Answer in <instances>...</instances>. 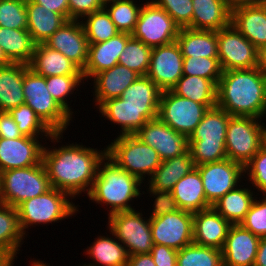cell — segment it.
Listing matches in <instances>:
<instances>
[{
    "label": "cell",
    "mask_w": 266,
    "mask_h": 266,
    "mask_svg": "<svg viewBox=\"0 0 266 266\" xmlns=\"http://www.w3.org/2000/svg\"><path fill=\"white\" fill-rule=\"evenodd\" d=\"M44 137L0 138V173L38 165L42 161ZM39 139H41L39 141Z\"/></svg>",
    "instance_id": "18"
},
{
    "label": "cell",
    "mask_w": 266,
    "mask_h": 266,
    "mask_svg": "<svg viewBox=\"0 0 266 266\" xmlns=\"http://www.w3.org/2000/svg\"><path fill=\"white\" fill-rule=\"evenodd\" d=\"M263 147L266 149V131H265L264 137H263Z\"/></svg>",
    "instance_id": "64"
},
{
    "label": "cell",
    "mask_w": 266,
    "mask_h": 266,
    "mask_svg": "<svg viewBox=\"0 0 266 266\" xmlns=\"http://www.w3.org/2000/svg\"><path fill=\"white\" fill-rule=\"evenodd\" d=\"M159 8L164 9L180 28L192 29V0H152Z\"/></svg>",
    "instance_id": "49"
},
{
    "label": "cell",
    "mask_w": 266,
    "mask_h": 266,
    "mask_svg": "<svg viewBox=\"0 0 266 266\" xmlns=\"http://www.w3.org/2000/svg\"><path fill=\"white\" fill-rule=\"evenodd\" d=\"M231 24L258 50L266 46V14L259 4L233 9Z\"/></svg>",
    "instance_id": "25"
},
{
    "label": "cell",
    "mask_w": 266,
    "mask_h": 266,
    "mask_svg": "<svg viewBox=\"0 0 266 266\" xmlns=\"http://www.w3.org/2000/svg\"><path fill=\"white\" fill-rule=\"evenodd\" d=\"M84 81L85 79L83 75L49 76L46 77V86L51 96L69 115L73 117L74 112L71 110L68 102L70 100L69 96L71 94L74 95V91H78V87L86 83V81Z\"/></svg>",
    "instance_id": "43"
},
{
    "label": "cell",
    "mask_w": 266,
    "mask_h": 266,
    "mask_svg": "<svg viewBox=\"0 0 266 266\" xmlns=\"http://www.w3.org/2000/svg\"><path fill=\"white\" fill-rule=\"evenodd\" d=\"M127 266H156L150 253L129 256Z\"/></svg>",
    "instance_id": "55"
},
{
    "label": "cell",
    "mask_w": 266,
    "mask_h": 266,
    "mask_svg": "<svg viewBox=\"0 0 266 266\" xmlns=\"http://www.w3.org/2000/svg\"><path fill=\"white\" fill-rule=\"evenodd\" d=\"M192 29L219 31L231 24V10L222 0H192Z\"/></svg>",
    "instance_id": "30"
},
{
    "label": "cell",
    "mask_w": 266,
    "mask_h": 266,
    "mask_svg": "<svg viewBox=\"0 0 266 266\" xmlns=\"http://www.w3.org/2000/svg\"><path fill=\"white\" fill-rule=\"evenodd\" d=\"M216 106L231 116L266 117V76L258 67L222 71Z\"/></svg>",
    "instance_id": "2"
},
{
    "label": "cell",
    "mask_w": 266,
    "mask_h": 266,
    "mask_svg": "<svg viewBox=\"0 0 266 266\" xmlns=\"http://www.w3.org/2000/svg\"><path fill=\"white\" fill-rule=\"evenodd\" d=\"M81 20L88 43L105 42L120 33L104 7Z\"/></svg>",
    "instance_id": "40"
},
{
    "label": "cell",
    "mask_w": 266,
    "mask_h": 266,
    "mask_svg": "<svg viewBox=\"0 0 266 266\" xmlns=\"http://www.w3.org/2000/svg\"><path fill=\"white\" fill-rule=\"evenodd\" d=\"M231 224L212 206L193 213V243L222 250Z\"/></svg>",
    "instance_id": "22"
},
{
    "label": "cell",
    "mask_w": 266,
    "mask_h": 266,
    "mask_svg": "<svg viewBox=\"0 0 266 266\" xmlns=\"http://www.w3.org/2000/svg\"><path fill=\"white\" fill-rule=\"evenodd\" d=\"M171 192L181 210L194 213L212 206L206 199L202 178L196 167L181 178Z\"/></svg>",
    "instance_id": "28"
},
{
    "label": "cell",
    "mask_w": 266,
    "mask_h": 266,
    "mask_svg": "<svg viewBox=\"0 0 266 266\" xmlns=\"http://www.w3.org/2000/svg\"><path fill=\"white\" fill-rule=\"evenodd\" d=\"M135 136L157 151L162 161L189 150L188 137L178 133L158 117L146 122Z\"/></svg>",
    "instance_id": "16"
},
{
    "label": "cell",
    "mask_w": 266,
    "mask_h": 266,
    "mask_svg": "<svg viewBox=\"0 0 266 266\" xmlns=\"http://www.w3.org/2000/svg\"><path fill=\"white\" fill-rule=\"evenodd\" d=\"M231 115L215 106L208 109L190 135L189 151L195 166L227 158L226 132Z\"/></svg>",
    "instance_id": "4"
},
{
    "label": "cell",
    "mask_w": 266,
    "mask_h": 266,
    "mask_svg": "<svg viewBox=\"0 0 266 266\" xmlns=\"http://www.w3.org/2000/svg\"><path fill=\"white\" fill-rule=\"evenodd\" d=\"M131 37L128 33H118L105 42L89 43L87 62L82 70L84 79L88 82L95 74L118 64L119 56Z\"/></svg>",
    "instance_id": "24"
},
{
    "label": "cell",
    "mask_w": 266,
    "mask_h": 266,
    "mask_svg": "<svg viewBox=\"0 0 266 266\" xmlns=\"http://www.w3.org/2000/svg\"><path fill=\"white\" fill-rule=\"evenodd\" d=\"M29 65L11 63L0 67V111L9 112L11 109L24 104L23 82L24 73Z\"/></svg>",
    "instance_id": "27"
},
{
    "label": "cell",
    "mask_w": 266,
    "mask_h": 266,
    "mask_svg": "<svg viewBox=\"0 0 266 266\" xmlns=\"http://www.w3.org/2000/svg\"><path fill=\"white\" fill-rule=\"evenodd\" d=\"M0 266H12V263L0 253Z\"/></svg>",
    "instance_id": "60"
},
{
    "label": "cell",
    "mask_w": 266,
    "mask_h": 266,
    "mask_svg": "<svg viewBox=\"0 0 266 266\" xmlns=\"http://www.w3.org/2000/svg\"><path fill=\"white\" fill-rule=\"evenodd\" d=\"M176 42L183 57L218 58V31L183 27Z\"/></svg>",
    "instance_id": "31"
},
{
    "label": "cell",
    "mask_w": 266,
    "mask_h": 266,
    "mask_svg": "<svg viewBox=\"0 0 266 266\" xmlns=\"http://www.w3.org/2000/svg\"><path fill=\"white\" fill-rule=\"evenodd\" d=\"M24 239L17 208L0 203V253L12 263V266Z\"/></svg>",
    "instance_id": "33"
},
{
    "label": "cell",
    "mask_w": 266,
    "mask_h": 266,
    "mask_svg": "<svg viewBox=\"0 0 266 266\" xmlns=\"http://www.w3.org/2000/svg\"><path fill=\"white\" fill-rule=\"evenodd\" d=\"M149 197L155 198L149 218H157L164 214L179 210L176 200L171 191H162L156 189H146Z\"/></svg>",
    "instance_id": "50"
},
{
    "label": "cell",
    "mask_w": 266,
    "mask_h": 266,
    "mask_svg": "<svg viewBox=\"0 0 266 266\" xmlns=\"http://www.w3.org/2000/svg\"><path fill=\"white\" fill-rule=\"evenodd\" d=\"M108 232L113 238L108 234L94 238V242L84 251L93 263L82 264V266H127L129 254L126 247L110 230Z\"/></svg>",
    "instance_id": "32"
},
{
    "label": "cell",
    "mask_w": 266,
    "mask_h": 266,
    "mask_svg": "<svg viewBox=\"0 0 266 266\" xmlns=\"http://www.w3.org/2000/svg\"><path fill=\"white\" fill-rule=\"evenodd\" d=\"M22 136V133L17 127V123L14 121L9 112L0 111V138L17 139Z\"/></svg>",
    "instance_id": "53"
},
{
    "label": "cell",
    "mask_w": 266,
    "mask_h": 266,
    "mask_svg": "<svg viewBox=\"0 0 266 266\" xmlns=\"http://www.w3.org/2000/svg\"><path fill=\"white\" fill-rule=\"evenodd\" d=\"M68 3L69 20H81L104 7L99 0H68Z\"/></svg>",
    "instance_id": "51"
},
{
    "label": "cell",
    "mask_w": 266,
    "mask_h": 266,
    "mask_svg": "<svg viewBox=\"0 0 266 266\" xmlns=\"http://www.w3.org/2000/svg\"><path fill=\"white\" fill-rule=\"evenodd\" d=\"M142 184L144 182L138 177L121 169L106 155L99 163L97 176L87 197L95 204L108 206L110 216L135 209L131 202L141 197Z\"/></svg>",
    "instance_id": "3"
},
{
    "label": "cell",
    "mask_w": 266,
    "mask_h": 266,
    "mask_svg": "<svg viewBox=\"0 0 266 266\" xmlns=\"http://www.w3.org/2000/svg\"><path fill=\"white\" fill-rule=\"evenodd\" d=\"M208 107L180 97L171 90L161 92L158 118L188 138L200 123Z\"/></svg>",
    "instance_id": "12"
},
{
    "label": "cell",
    "mask_w": 266,
    "mask_h": 266,
    "mask_svg": "<svg viewBox=\"0 0 266 266\" xmlns=\"http://www.w3.org/2000/svg\"><path fill=\"white\" fill-rule=\"evenodd\" d=\"M159 107H133L120 97L105 101L99 108L101 117L119 125V135L135 134L146 122L158 116Z\"/></svg>",
    "instance_id": "19"
},
{
    "label": "cell",
    "mask_w": 266,
    "mask_h": 266,
    "mask_svg": "<svg viewBox=\"0 0 266 266\" xmlns=\"http://www.w3.org/2000/svg\"><path fill=\"white\" fill-rule=\"evenodd\" d=\"M26 0H0V27L27 29Z\"/></svg>",
    "instance_id": "46"
},
{
    "label": "cell",
    "mask_w": 266,
    "mask_h": 266,
    "mask_svg": "<svg viewBox=\"0 0 266 266\" xmlns=\"http://www.w3.org/2000/svg\"><path fill=\"white\" fill-rule=\"evenodd\" d=\"M26 9L27 30L36 44L44 43L67 21L61 14L46 9L32 0H26Z\"/></svg>",
    "instance_id": "34"
},
{
    "label": "cell",
    "mask_w": 266,
    "mask_h": 266,
    "mask_svg": "<svg viewBox=\"0 0 266 266\" xmlns=\"http://www.w3.org/2000/svg\"><path fill=\"white\" fill-rule=\"evenodd\" d=\"M258 4L263 8V10L266 14V0H259Z\"/></svg>",
    "instance_id": "62"
},
{
    "label": "cell",
    "mask_w": 266,
    "mask_h": 266,
    "mask_svg": "<svg viewBox=\"0 0 266 266\" xmlns=\"http://www.w3.org/2000/svg\"><path fill=\"white\" fill-rule=\"evenodd\" d=\"M171 91L180 97L204 104L209 109L216 106L217 86L210 79L183 75Z\"/></svg>",
    "instance_id": "37"
},
{
    "label": "cell",
    "mask_w": 266,
    "mask_h": 266,
    "mask_svg": "<svg viewBox=\"0 0 266 266\" xmlns=\"http://www.w3.org/2000/svg\"><path fill=\"white\" fill-rule=\"evenodd\" d=\"M177 266H223L222 250L192 243L178 250Z\"/></svg>",
    "instance_id": "41"
},
{
    "label": "cell",
    "mask_w": 266,
    "mask_h": 266,
    "mask_svg": "<svg viewBox=\"0 0 266 266\" xmlns=\"http://www.w3.org/2000/svg\"><path fill=\"white\" fill-rule=\"evenodd\" d=\"M218 60L222 71L258 66V49L232 24L218 31Z\"/></svg>",
    "instance_id": "13"
},
{
    "label": "cell",
    "mask_w": 266,
    "mask_h": 266,
    "mask_svg": "<svg viewBox=\"0 0 266 266\" xmlns=\"http://www.w3.org/2000/svg\"><path fill=\"white\" fill-rule=\"evenodd\" d=\"M137 0H114L104 5L120 33L132 34L142 8Z\"/></svg>",
    "instance_id": "39"
},
{
    "label": "cell",
    "mask_w": 266,
    "mask_h": 266,
    "mask_svg": "<svg viewBox=\"0 0 266 266\" xmlns=\"http://www.w3.org/2000/svg\"><path fill=\"white\" fill-rule=\"evenodd\" d=\"M177 253L171 247L154 244L150 254L156 266H177Z\"/></svg>",
    "instance_id": "52"
},
{
    "label": "cell",
    "mask_w": 266,
    "mask_h": 266,
    "mask_svg": "<svg viewBox=\"0 0 266 266\" xmlns=\"http://www.w3.org/2000/svg\"><path fill=\"white\" fill-rule=\"evenodd\" d=\"M23 93L25 104L54 132L64 133L73 117L51 96L46 86V77L28 68L24 73Z\"/></svg>",
    "instance_id": "8"
},
{
    "label": "cell",
    "mask_w": 266,
    "mask_h": 266,
    "mask_svg": "<svg viewBox=\"0 0 266 266\" xmlns=\"http://www.w3.org/2000/svg\"><path fill=\"white\" fill-rule=\"evenodd\" d=\"M238 185L221 197L212 207L231 225L240 224L249 211L256 195L251 186ZM254 192V193H253ZM255 195V196H254Z\"/></svg>",
    "instance_id": "35"
},
{
    "label": "cell",
    "mask_w": 266,
    "mask_h": 266,
    "mask_svg": "<svg viewBox=\"0 0 266 266\" xmlns=\"http://www.w3.org/2000/svg\"><path fill=\"white\" fill-rule=\"evenodd\" d=\"M36 43L27 29L0 27V46L12 63L29 64Z\"/></svg>",
    "instance_id": "36"
},
{
    "label": "cell",
    "mask_w": 266,
    "mask_h": 266,
    "mask_svg": "<svg viewBox=\"0 0 266 266\" xmlns=\"http://www.w3.org/2000/svg\"><path fill=\"white\" fill-rule=\"evenodd\" d=\"M46 9L61 14L69 21V3L68 0H32Z\"/></svg>",
    "instance_id": "54"
},
{
    "label": "cell",
    "mask_w": 266,
    "mask_h": 266,
    "mask_svg": "<svg viewBox=\"0 0 266 266\" xmlns=\"http://www.w3.org/2000/svg\"><path fill=\"white\" fill-rule=\"evenodd\" d=\"M139 76L134 70L120 64L95 74L91 82L94 81L92 99L97 109L105 101L120 97Z\"/></svg>",
    "instance_id": "23"
},
{
    "label": "cell",
    "mask_w": 266,
    "mask_h": 266,
    "mask_svg": "<svg viewBox=\"0 0 266 266\" xmlns=\"http://www.w3.org/2000/svg\"><path fill=\"white\" fill-rule=\"evenodd\" d=\"M244 176L247 181L249 180L251 187L256 188L253 187V190L258 191L255 193L257 196L266 195V149L263 146L244 166Z\"/></svg>",
    "instance_id": "47"
},
{
    "label": "cell",
    "mask_w": 266,
    "mask_h": 266,
    "mask_svg": "<svg viewBox=\"0 0 266 266\" xmlns=\"http://www.w3.org/2000/svg\"><path fill=\"white\" fill-rule=\"evenodd\" d=\"M254 117L231 116L226 132V154L245 166L263 146L266 124Z\"/></svg>",
    "instance_id": "9"
},
{
    "label": "cell",
    "mask_w": 266,
    "mask_h": 266,
    "mask_svg": "<svg viewBox=\"0 0 266 266\" xmlns=\"http://www.w3.org/2000/svg\"><path fill=\"white\" fill-rule=\"evenodd\" d=\"M240 225L260 238L266 236V195L254 199Z\"/></svg>",
    "instance_id": "48"
},
{
    "label": "cell",
    "mask_w": 266,
    "mask_h": 266,
    "mask_svg": "<svg viewBox=\"0 0 266 266\" xmlns=\"http://www.w3.org/2000/svg\"><path fill=\"white\" fill-rule=\"evenodd\" d=\"M183 55L176 41L153 47L148 76L163 92L171 90L183 76Z\"/></svg>",
    "instance_id": "17"
},
{
    "label": "cell",
    "mask_w": 266,
    "mask_h": 266,
    "mask_svg": "<svg viewBox=\"0 0 266 266\" xmlns=\"http://www.w3.org/2000/svg\"><path fill=\"white\" fill-rule=\"evenodd\" d=\"M195 168L191 153L163 160L152 176L146 181V189L171 191L176 183ZM149 187V188H148Z\"/></svg>",
    "instance_id": "29"
},
{
    "label": "cell",
    "mask_w": 266,
    "mask_h": 266,
    "mask_svg": "<svg viewBox=\"0 0 266 266\" xmlns=\"http://www.w3.org/2000/svg\"><path fill=\"white\" fill-rule=\"evenodd\" d=\"M14 121L17 123L19 131L28 137H45V141L54 134V132L43 122L41 118L27 104L13 108L9 111Z\"/></svg>",
    "instance_id": "42"
},
{
    "label": "cell",
    "mask_w": 266,
    "mask_h": 266,
    "mask_svg": "<svg viewBox=\"0 0 266 266\" xmlns=\"http://www.w3.org/2000/svg\"><path fill=\"white\" fill-rule=\"evenodd\" d=\"M253 266H266V236L260 238Z\"/></svg>",
    "instance_id": "56"
},
{
    "label": "cell",
    "mask_w": 266,
    "mask_h": 266,
    "mask_svg": "<svg viewBox=\"0 0 266 266\" xmlns=\"http://www.w3.org/2000/svg\"><path fill=\"white\" fill-rule=\"evenodd\" d=\"M153 244L176 250L193 243V213L177 210L157 218H150Z\"/></svg>",
    "instance_id": "15"
},
{
    "label": "cell",
    "mask_w": 266,
    "mask_h": 266,
    "mask_svg": "<svg viewBox=\"0 0 266 266\" xmlns=\"http://www.w3.org/2000/svg\"><path fill=\"white\" fill-rule=\"evenodd\" d=\"M183 75L210 79L216 86L222 75L218 58L184 57Z\"/></svg>",
    "instance_id": "45"
},
{
    "label": "cell",
    "mask_w": 266,
    "mask_h": 266,
    "mask_svg": "<svg viewBox=\"0 0 266 266\" xmlns=\"http://www.w3.org/2000/svg\"><path fill=\"white\" fill-rule=\"evenodd\" d=\"M258 69L266 76V46L258 50Z\"/></svg>",
    "instance_id": "58"
},
{
    "label": "cell",
    "mask_w": 266,
    "mask_h": 266,
    "mask_svg": "<svg viewBox=\"0 0 266 266\" xmlns=\"http://www.w3.org/2000/svg\"><path fill=\"white\" fill-rule=\"evenodd\" d=\"M29 68L43 76L83 75L82 70L61 52L54 50L45 43L35 45Z\"/></svg>",
    "instance_id": "26"
},
{
    "label": "cell",
    "mask_w": 266,
    "mask_h": 266,
    "mask_svg": "<svg viewBox=\"0 0 266 266\" xmlns=\"http://www.w3.org/2000/svg\"><path fill=\"white\" fill-rule=\"evenodd\" d=\"M31 262V264H30V266H50V264H46V262L44 263V260L43 261H39V260H34V261H30Z\"/></svg>",
    "instance_id": "61"
},
{
    "label": "cell",
    "mask_w": 266,
    "mask_h": 266,
    "mask_svg": "<svg viewBox=\"0 0 266 266\" xmlns=\"http://www.w3.org/2000/svg\"><path fill=\"white\" fill-rule=\"evenodd\" d=\"M260 237L240 224L231 225L222 249L223 266H253Z\"/></svg>",
    "instance_id": "21"
},
{
    "label": "cell",
    "mask_w": 266,
    "mask_h": 266,
    "mask_svg": "<svg viewBox=\"0 0 266 266\" xmlns=\"http://www.w3.org/2000/svg\"><path fill=\"white\" fill-rule=\"evenodd\" d=\"M152 47L131 37L119 56L118 64L134 70L140 76H146L151 58Z\"/></svg>",
    "instance_id": "44"
},
{
    "label": "cell",
    "mask_w": 266,
    "mask_h": 266,
    "mask_svg": "<svg viewBox=\"0 0 266 266\" xmlns=\"http://www.w3.org/2000/svg\"><path fill=\"white\" fill-rule=\"evenodd\" d=\"M46 168L38 165L0 173V203L17 208L22 202L51 189Z\"/></svg>",
    "instance_id": "7"
},
{
    "label": "cell",
    "mask_w": 266,
    "mask_h": 266,
    "mask_svg": "<svg viewBox=\"0 0 266 266\" xmlns=\"http://www.w3.org/2000/svg\"><path fill=\"white\" fill-rule=\"evenodd\" d=\"M202 178L207 201L213 206L221 197L242 182L244 166L226 158L195 166Z\"/></svg>",
    "instance_id": "14"
},
{
    "label": "cell",
    "mask_w": 266,
    "mask_h": 266,
    "mask_svg": "<svg viewBox=\"0 0 266 266\" xmlns=\"http://www.w3.org/2000/svg\"><path fill=\"white\" fill-rule=\"evenodd\" d=\"M71 199V201H70ZM66 192L51 188L46 193L22 202L18 207L19 225L24 236L26 229L40 225H48L68 219L79 213V207ZM34 225V226H33Z\"/></svg>",
    "instance_id": "5"
},
{
    "label": "cell",
    "mask_w": 266,
    "mask_h": 266,
    "mask_svg": "<svg viewBox=\"0 0 266 266\" xmlns=\"http://www.w3.org/2000/svg\"><path fill=\"white\" fill-rule=\"evenodd\" d=\"M161 92L148 76H139L120 98L133 107H159Z\"/></svg>",
    "instance_id": "38"
},
{
    "label": "cell",
    "mask_w": 266,
    "mask_h": 266,
    "mask_svg": "<svg viewBox=\"0 0 266 266\" xmlns=\"http://www.w3.org/2000/svg\"><path fill=\"white\" fill-rule=\"evenodd\" d=\"M180 29L164 9L159 8L152 0H147L142 5L131 35L153 48L176 41Z\"/></svg>",
    "instance_id": "11"
},
{
    "label": "cell",
    "mask_w": 266,
    "mask_h": 266,
    "mask_svg": "<svg viewBox=\"0 0 266 266\" xmlns=\"http://www.w3.org/2000/svg\"><path fill=\"white\" fill-rule=\"evenodd\" d=\"M114 236L126 247L129 256L151 253L153 247L150 218L136 209L113 213L106 224Z\"/></svg>",
    "instance_id": "10"
},
{
    "label": "cell",
    "mask_w": 266,
    "mask_h": 266,
    "mask_svg": "<svg viewBox=\"0 0 266 266\" xmlns=\"http://www.w3.org/2000/svg\"><path fill=\"white\" fill-rule=\"evenodd\" d=\"M64 133H54L49 140L55 145H44L42 162L46 168L49 182L52 188L68 193L73 199L83 193L89 194L95 177L98 173L99 163L107 155V148L84 147L85 145L62 143Z\"/></svg>",
    "instance_id": "1"
},
{
    "label": "cell",
    "mask_w": 266,
    "mask_h": 266,
    "mask_svg": "<svg viewBox=\"0 0 266 266\" xmlns=\"http://www.w3.org/2000/svg\"><path fill=\"white\" fill-rule=\"evenodd\" d=\"M112 1H114V0H99V2L104 6L105 4H107V3H110V2H112Z\"/></svg>",
    "instance_id": "63"
},
{
    "label": "cell",
    "mask_w": 266,
    "mask_h": 266,
    "mask_svg": "<svg viewBox=\"0 0 266 266\" xmlns=\"http://www.w3.org/2000/svg\"><path fill=\"white\" fill-rule=\"evenodd\" d=\"M50 48L61 52L81 70L88 58V39L80 20L66 21L45 42Z\"/></svg>",
    "instance_id": "20"
},
{
    "label": "cell",
    "mask_w": 266,
    "mask_h": 266,
    "mask_svg": "<svg viewBox=\"0 0 266 266\" xmlns=\"http://www.w3.org/2000/svg\"><path fill=\"white\" fill-rule=\"evenodd\" d=\"M12 62L7 58L3 49L0 46V67L10 65Z\"/></svg>",
    "instance_id": "59"
},
{
    "label": "cell",
    "mask_w": 266,
    "mask_h": 266,
    "mask_svg": "<svg viewBox=\"0 0 266 266\" xmlns=\"http://www.w3.org/2000/svg\"><path fill=\"white\" fill-rule=\"evenodd\" d=\"M106 148L107 156L112 161L142 182L148 180L162 162L158 152L135 134L117 135Z\"/></svg>",
    "instance_id": "6"
},
{
    "label": "cell",
    "mask_w": 266,
    "mask_h": 266,
    "mask_svg": "<svg viewBox=\"0 0 266 266\" xmlns=\"http://www.w3.org/2000/svg\"><path fill=\"white\" fill-rule=\"evenodd\" d=\"M232 11L235 8L247 5L258 4L259 0H222Z\"/></svg>",
    "instance_id": "57"
}]
</instances>
